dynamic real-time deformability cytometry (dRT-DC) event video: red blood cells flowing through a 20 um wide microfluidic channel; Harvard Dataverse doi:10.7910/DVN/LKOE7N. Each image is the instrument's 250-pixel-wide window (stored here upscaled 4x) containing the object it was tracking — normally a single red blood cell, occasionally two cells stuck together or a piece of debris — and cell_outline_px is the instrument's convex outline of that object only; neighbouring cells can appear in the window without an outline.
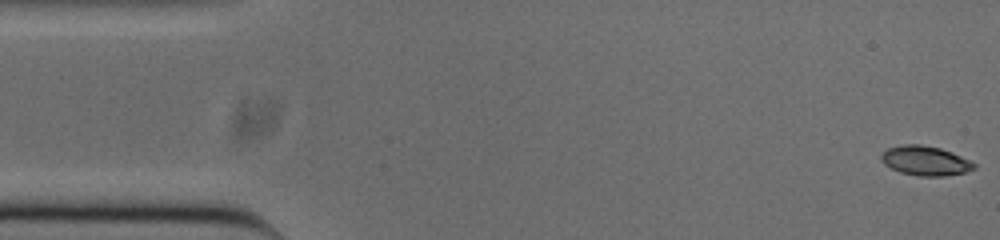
{"species": "common noctule bat (a hibernating species)", "species_latin": "Nyctalus noctula", "temperature_condition": "cold", "stored_images_in_passage": 53, "camera_frame_rate_fps": 3000, "um_per_image_px": 0.085, "animal": {"sex": "male", "body_mass_g": 20.0, "forearm_length_mm": 53.3}, "frame": {"image": 1, "passage_image": 1, "time_ms": 0.0, "image_size_px": [1000, 240], "cell_outline_px": [[976, 168], [964, 172], [944, 176], [920, 176], [900, 172], [884, 164], [880, 160], [880, 156], [888, 148], [904, 144], [920, 144], [940, 148], [952, 152], [976, 164]], "centroid_in_image_um": [78.64, 13.66], "position_along_channel_um": 6.4, "area_um2": 15.84}}
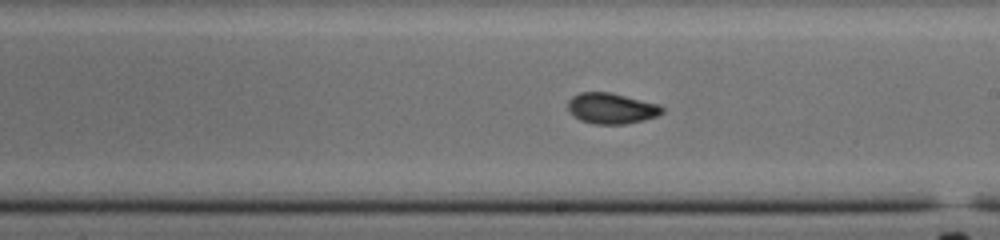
{"frame": {"image": 2, "passage_image": 29, "time_ms": 9.333, "image_size_px": [1000, 240], "cell_outline_px": [[664, 112], [656, 116], [644, 120], [624, 124], [592, 124], [580, 120], [572, 116], [568, 108], [568, 100], [572, 96], [580, 92], [608, 92], [660, 104], [664, 108]], "centroid_in_image_um": [51.96, 9.21], "position_along_channel_um": 237.0, "area_um2": 16.99}}
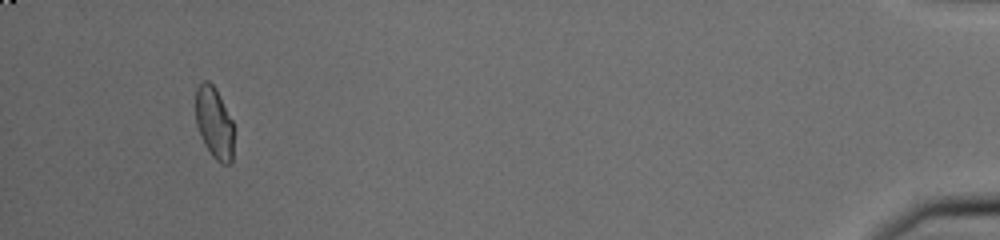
{"frame": {"image": 3, "passage_image": 50, "time_ms": 16.333, "image_size_px": [1000, 240], "cell_outline_px": [[232, 164], [220, 164], [212, 156], [204, 144], [200, 136], [196, 124], [196, 88], [204, 80], [208, 80], [216, 88], [232, 120]], "centroid_in_image_um": [18.19, 10.45], "position_along_channel_um": 417.0, "area_um2": 15.9}, "authors_computed_cell_mechanics": {"area_um2": 16.7042, "velocity_mm_per_s": 3.7726, "shape_relaxation_time_tau1_ms": 5.5271, "shape_relaxation_time_tau2_ms": 1.3231, "deformation_change_tau1": 0.1761, "deformation_change_tau2": 0.05}}